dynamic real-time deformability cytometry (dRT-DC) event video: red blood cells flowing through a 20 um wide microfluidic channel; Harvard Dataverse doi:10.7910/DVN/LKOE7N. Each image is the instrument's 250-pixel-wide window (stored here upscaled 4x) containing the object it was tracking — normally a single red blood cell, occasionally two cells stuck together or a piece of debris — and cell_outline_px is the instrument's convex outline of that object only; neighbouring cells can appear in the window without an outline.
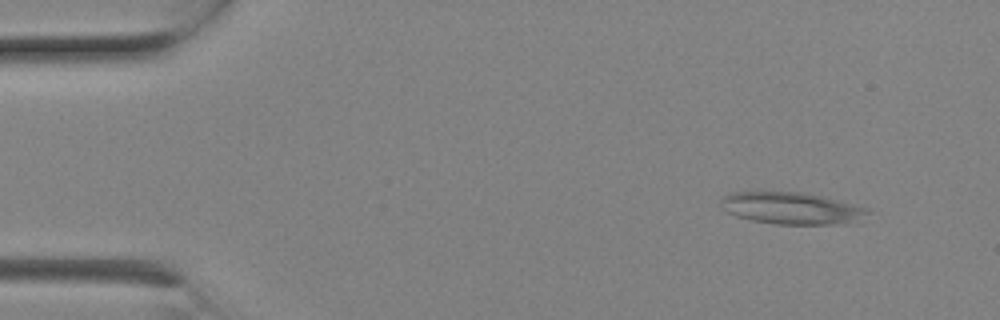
{"species": "Egyptian fruit bat (a non-hibernating species)", "species_latin": "Rousettus aegyptiacus", "temperature_condition": "room temperature", "stored_images_in_passage": 7, "camera_frame_rate_fps": 3000, "um_per_image_px": 0.085, "animal": {"sex": "female"}, "frame": {"image": 1, "passage_image": 2, "time_ms": 0.333, "image_size_px": [1000, 320], "cell_outline_px": [[872, 212], [848, 220], [832, 224], [776, 224], [752, 220], [736, 216], [728, 212], [720, 204], [720, 200], [724, 196], [732, 192], [804, 192], [868, 208]], "centroid_in_image_um": [67.16, 17.68], "position_along_channel_um": 17.8, "area_um2": 26.47}}
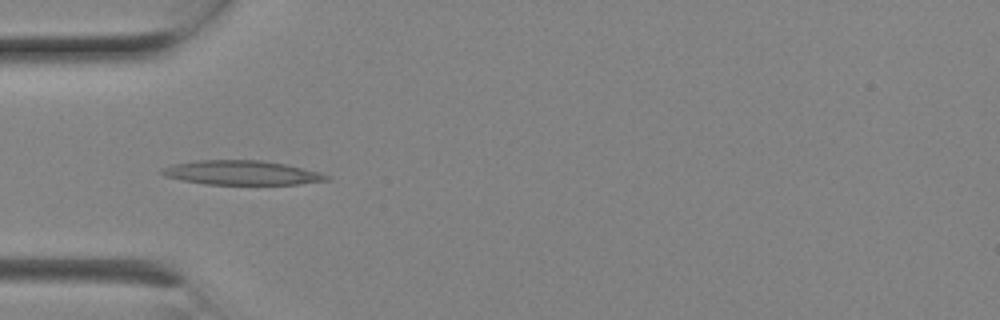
{"frame": {"image": 2, "passage_image": 6, "time_ms": 1.667, "image_size_px": [1000, 320], "cell_outline_px": [[332, 176], [328, 180], [300, 184], [204, 184], [164, 176], [160, 172], [160, 168], [172, 164], [196, 160], [260, 160], [284, 164], [320, 172]], "centroid_in_image_um": [20.52, 14.68], "position_along_channel_um": 64.5, "area_um2": 23.29}}
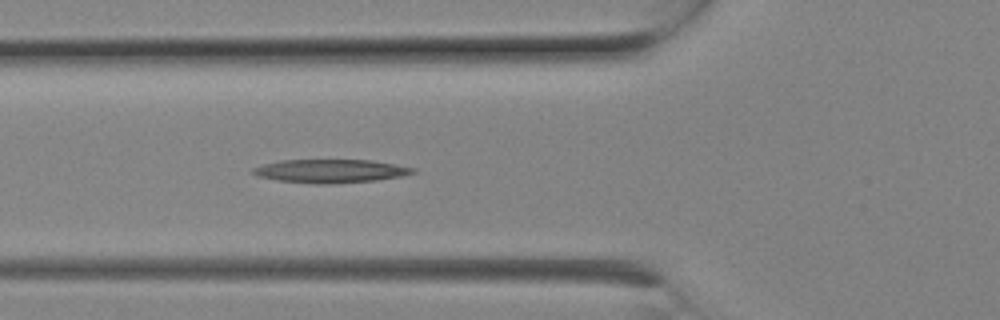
{"frame": {"image": 3, "passage_image": 7, "time_ms": 2.0, "image_size_px": [1000, 320], "cell_outline_px": [[416, 172], [400, 176], [376, 180], [336, 184], [316, 184], [276, 180], [256, 176], [252, 172], [252, 168], [264, 164], [280, 160], [372, 160], [396, 164], [416, 168]], "centroid_in_image_um": [28.09, 14.54], "position_along_channel_um": 97.7, "area_um2": 21.96}}